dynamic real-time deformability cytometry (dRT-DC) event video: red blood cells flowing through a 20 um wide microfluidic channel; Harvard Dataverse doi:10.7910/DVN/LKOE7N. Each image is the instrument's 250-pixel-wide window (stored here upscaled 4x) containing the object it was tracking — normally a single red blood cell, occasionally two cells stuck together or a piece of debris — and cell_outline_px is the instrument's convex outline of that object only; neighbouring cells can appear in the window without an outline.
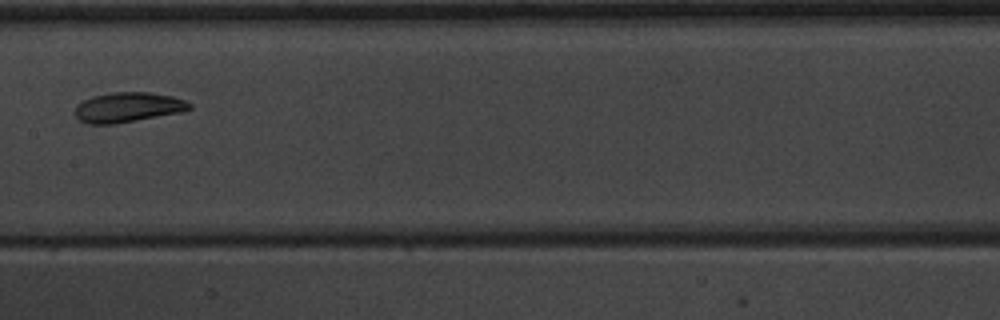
{"species": "common noctule bat (a hibernating species)", "species_latin": "Nyctalus noctula", "temperature_condition": "warm", "stored_images_in_passage": 9, "camera_frame_rate_fps": 3000, "um_per_image_px": 0.085, "animal": {"sex": "male", "body_mass_g": 20.1, "forearm_length_mm": 53.5}, "frame": {"image": 1, "passage_image": 8, "time_ms": 9.0, "image_size_px": [1000, 320], "cell_outline_px": [[192, 108], [180, 112], [116, 124], [88, 124], [80, 120], [76, 116], [76, 104], [92, 96], [112, 92], [148, 92], [172, 96], [184, 100], [192, 104]], "centroid_in_image_um": [10.86, 9.12], "position_along_channel_um": 196.5, "area_um2": 19.88}}
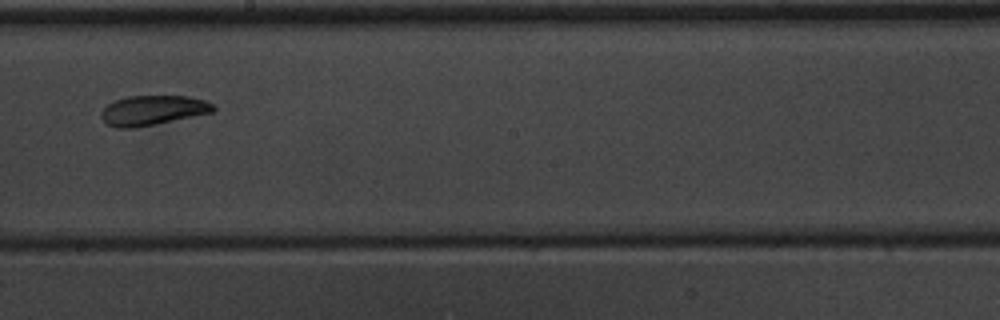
{"frame": {"image": 2, "passage_image": 9, "time_ms": 10.0, "image_size_px": [1000, 320], "cell_outline_px": [[216, 108], [212, 112], [136, 128], [116, 128], [108, 124], [100, 116], [100, 112], [108, 104], [116, 100], [128, 96], [188, 96], [204, 100], [212, 104]], "centroid_in_image_um": [12.96, 9.38], "position_along_channel_um": 235.2, "area_um2": 19.25}}